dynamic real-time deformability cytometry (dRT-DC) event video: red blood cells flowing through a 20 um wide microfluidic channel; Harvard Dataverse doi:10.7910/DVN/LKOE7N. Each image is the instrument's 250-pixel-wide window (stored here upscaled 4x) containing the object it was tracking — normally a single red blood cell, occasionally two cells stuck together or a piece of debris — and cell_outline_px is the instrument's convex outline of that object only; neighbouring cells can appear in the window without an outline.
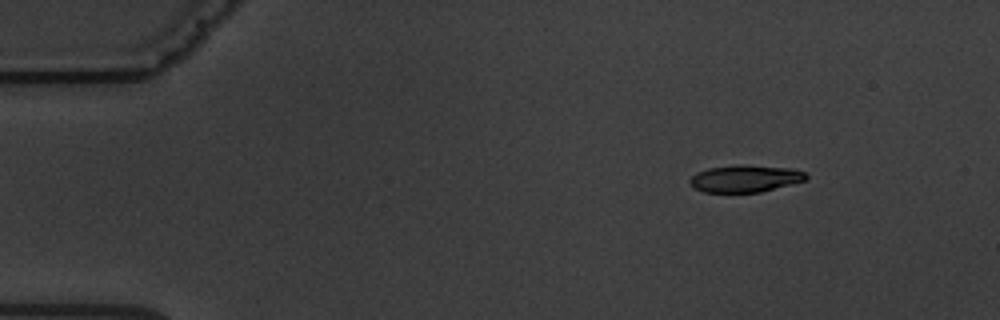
{"species": "common noctule bat (a hibernating species)", "species_latin": "Nyctalus noctula", "temperature_condition": "warm", "stored_images_in_passage": 6, "segment_of_instrument_passage": [1, 2], "camera_frame_rate_fps": 3000, "um_per_image_px": 0.085, "animal": {"sex": "male", "body_mass_g": 19.5, "forearm_length_mm": 54.6}, "frame": {"image": 1, "passage_image": 3, "time_ms": 2.333, "image_size_px": [1000, 320], "cell_outline_px": [[808, 176], [804, 180], [760, 192], [704, 192], [692, 188], [688, 184], [688, 180], [696, 172], [708, 168], [736, 164], [744, 164], [792, 168], [804, 172]], "centroid_in_image_um": [63.26, 15.16], "position_along_channel_um": 21.7, "area_um2": 18.5}}
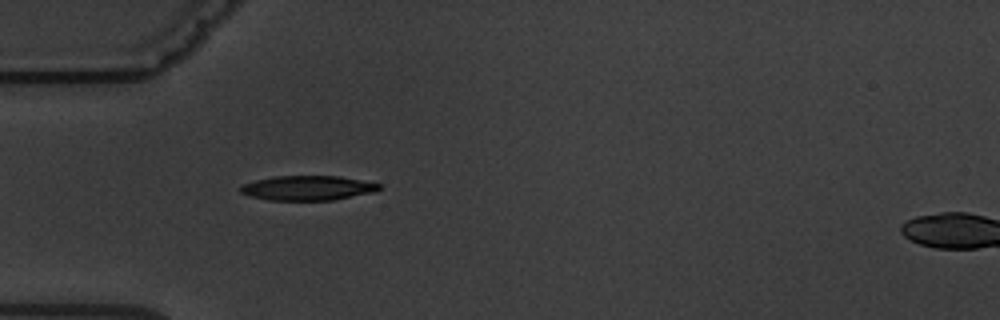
{"frame": {"image": 2, "passage_image": 5, "time_ms": 5.667, "image_size_px": [1000, 320], "cell_outline_px": [[384, 188], [376, 192], [332, 200], [268, 200], [248, 196], [240, 192], [240, 184], [272, 176], [340, 176], [380, 184]], "centroid_in_image_um": [26.15, 15.98], "position_along_channel_um": 58.9, "area_um2": 20.11}}